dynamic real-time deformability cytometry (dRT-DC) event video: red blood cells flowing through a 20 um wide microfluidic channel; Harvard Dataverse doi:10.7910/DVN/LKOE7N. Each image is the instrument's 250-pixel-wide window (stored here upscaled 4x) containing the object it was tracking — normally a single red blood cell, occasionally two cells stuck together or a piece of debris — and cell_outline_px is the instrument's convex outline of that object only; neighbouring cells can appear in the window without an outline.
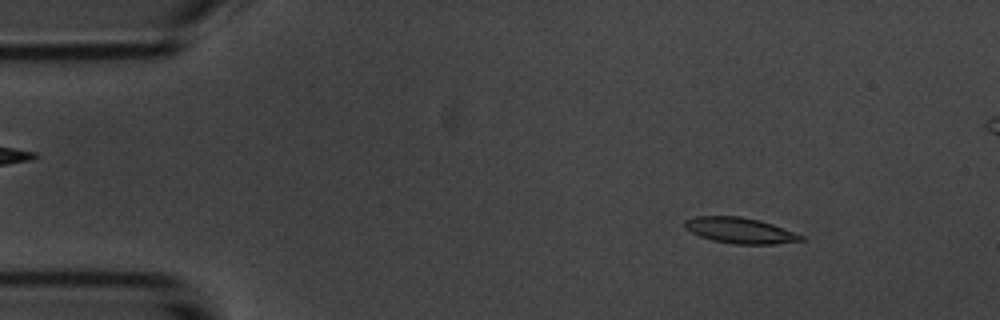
{"species": "common noctule bat (a hibernating species)", "species_latin": "Nyctalus noctula", "temperature_condition": "room temperature", "stored_images_in_passage": 52, "segment_of_instrument_passage": [1, 2], "camera_frame_rate_fps": 3000, "um_per_image_px": 0.085, "animal": {"sex": "male", "body_mass_g": 20.1, "forearm_length_mm": 53.5}, "frame": {"image": 1, "passage_image": 4, "time_ms": 1.0, "image_size_px": [1000, 320], "cell_outline_px": [[804, 240], [776, 244], [736, 244], [712, 240], [700, 236], [684, 228], [684, 220], [696, 216], [740, 216], [760, 220], [772, 224], [804, 236]], "centroid_in_image_um": [62.88, 19.58], "position_along_channel_um": 22.1, "area_um2": 17.4}}
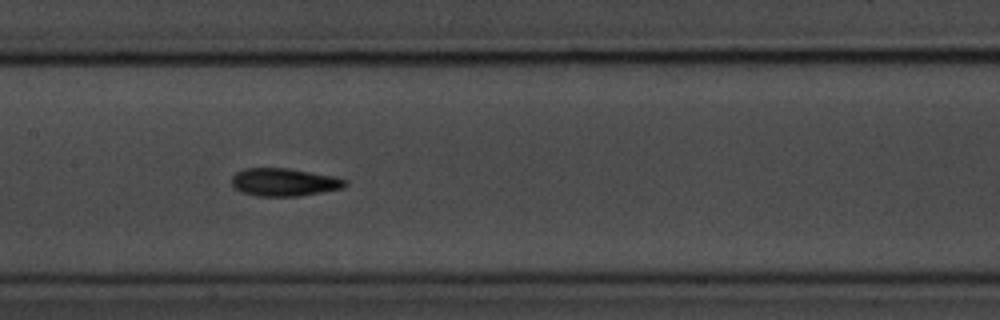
{"frame": {"image": 2, "passage_image": 23, "time_ms": 7.333, "image_size_px": [1000, 320], "cell_outline_px": [[348, 184], [344, 188], [300, 196], [256, 196], [240, 192], [232, 188], [232, 176], [236, 172], [244, 168], [288, 168], [336, 176], [348, 180]], "centroid_in_image_um": [24.16, 15.48], "position_along_channel_um": 183.2, "area_um2": 18.79}}
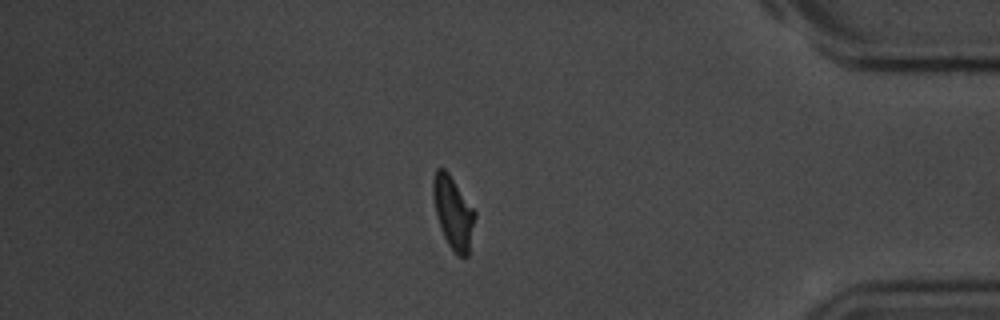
{"frame": {"image": 3, "passage_image": 43, "time_ms": 14.0, "image_size_px": [1000, 320], "cell_outline_px": [[476, 216], [468, 256], [456, 256], [448, 244], [440, 228], [436, 216], [432, 196], [432, 180], [436, 168], [444, 168], [448, 172], [476, 212]], "centroid_in_image_um": [38.51, 18.07], "position_along_channel_um": 396.7, "area_um2": 17.8}}